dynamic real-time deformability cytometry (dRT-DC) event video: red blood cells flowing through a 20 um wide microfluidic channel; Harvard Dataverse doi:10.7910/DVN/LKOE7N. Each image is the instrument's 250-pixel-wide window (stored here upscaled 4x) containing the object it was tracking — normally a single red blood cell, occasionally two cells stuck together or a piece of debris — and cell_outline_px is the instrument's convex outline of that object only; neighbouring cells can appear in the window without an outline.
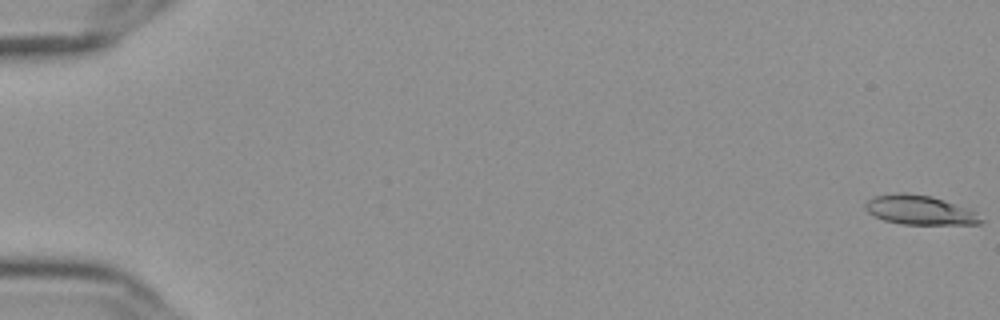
{"species": "Egyptian fruit bat (a non-hibernating species)", "species_latin": "Rousettus aegyptiacus", "temperature_condition": "cold", "stored_images_in_passage": 13, "camera_frame_rate_fps": 3000, "um_per_image_px": 0.085, "frame": {"image": 1, "passage_image": 1, "time_ms": 0.0, "image_size_px": [1000, 320], "cell_outline_px": [[984, 220], [980, 224], [900, 224], [884, 220], [868, 212], [864, 208], [864, 204], [868, 200], [876, 196], [896, 192], [908, 192], [932, 196], [968, 208], [976, 212]], "centroid_in_image_um": [78.18, 17.84], "position_along_channel_um": 6.8, "area_um2": 19.83}}